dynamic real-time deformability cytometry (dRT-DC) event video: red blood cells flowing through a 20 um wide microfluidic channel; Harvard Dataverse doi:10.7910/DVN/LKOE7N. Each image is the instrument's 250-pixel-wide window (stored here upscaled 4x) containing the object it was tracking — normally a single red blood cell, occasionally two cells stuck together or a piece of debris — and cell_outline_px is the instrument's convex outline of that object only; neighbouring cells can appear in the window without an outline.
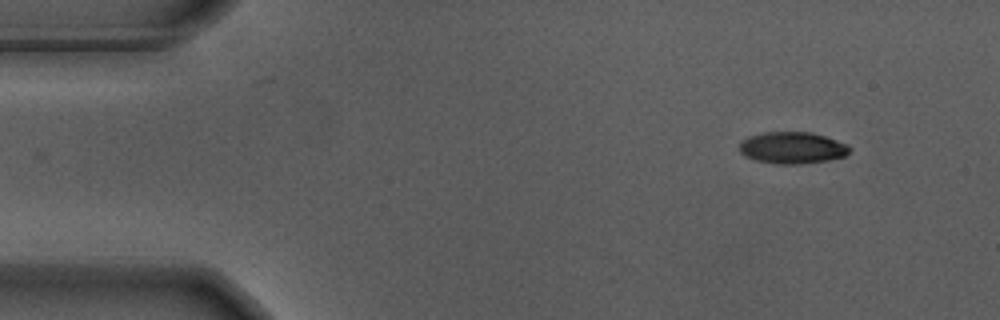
{"species": "Egyptian fruit bat (a non-hibernating species)", "species_latin": "Rousettus aegyptiacus", "temperature_condition": "warm", "stored_images_in_passage": 51, "camera_frame_rate_fps": 3000, "um_per_image_px": 0.085, "animal": {"sex": "male"}, "frame": {"image": 1, "passage_image": 1, "time_ms": 0.0, "image_size_px": [1000, 320], "cell_outline_px": [[852, 148], [844, 156], [828, 160], [800, 164], [780, 164], [756, 160], [744, 156], [740, 152], [740, 140], [748, 136], [764, 132], [812, 132], [848, 144]], "centroid_in_image_um": [67.33, 12.55], "position_along_channel_um": 17.7, "area_um2": 20.4}}
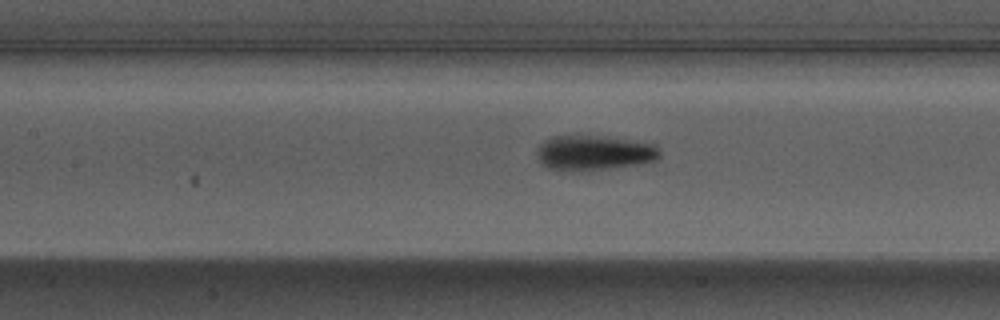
{"frame": {"image": 2, "passage_image": 20, "time_ms": 6.333, "image_size_px": [1000, 320], "cell_outline_px": [[660, 156], [656, 160], [636, 164], [568, 172], [548, 168], [540, 160], [536, 152], [540, 144], [544, 140], [552, 136], [588, 136], [624, 140], [656, 144], [660, 152]], "centroid_in_image_um": [50.44, 13.0], "position_along_channel_um": 157.0, "area_um2": 24.33}}
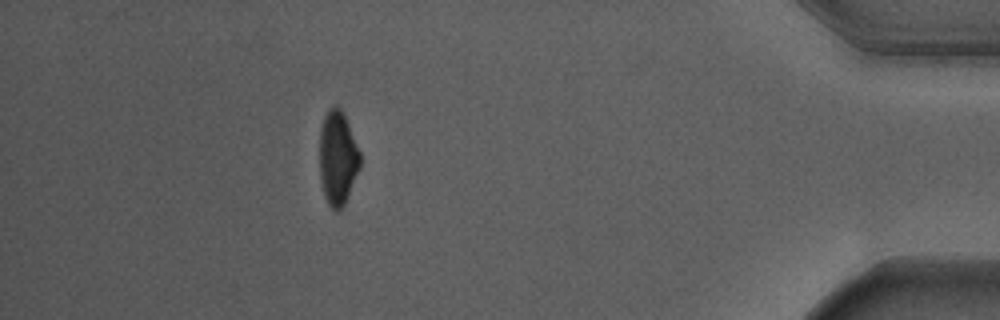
{"frame": {"image": 3, "passage_image": 45, "time_ms": 14.667, "image_size_px": [1000, 320], "cell_outline_px": [[360, 168], [344, 204], [336, 212], [328, 204], [324, 196], [320, 180], [320, 128], [324, 116], [332, 104], [336, 104], [340, 108], [348, 124], [360, 152]], "centroid_in_image_um": [28.69, 13.42], "position_along_channel_um": 406.5, "area_um2": 22.14}, "authors_computed_cell_mechanics": {"area_um2": 23.0044, "velocity_mm_per_s": 3.68, "shape_relaxation_time_tau1_ms": 2.734, "shape_relaxation_time_tau2_ms": 3.465, "deformation_change_tau1": 0.1539, "deformation_change_tau2": 0.0721}}